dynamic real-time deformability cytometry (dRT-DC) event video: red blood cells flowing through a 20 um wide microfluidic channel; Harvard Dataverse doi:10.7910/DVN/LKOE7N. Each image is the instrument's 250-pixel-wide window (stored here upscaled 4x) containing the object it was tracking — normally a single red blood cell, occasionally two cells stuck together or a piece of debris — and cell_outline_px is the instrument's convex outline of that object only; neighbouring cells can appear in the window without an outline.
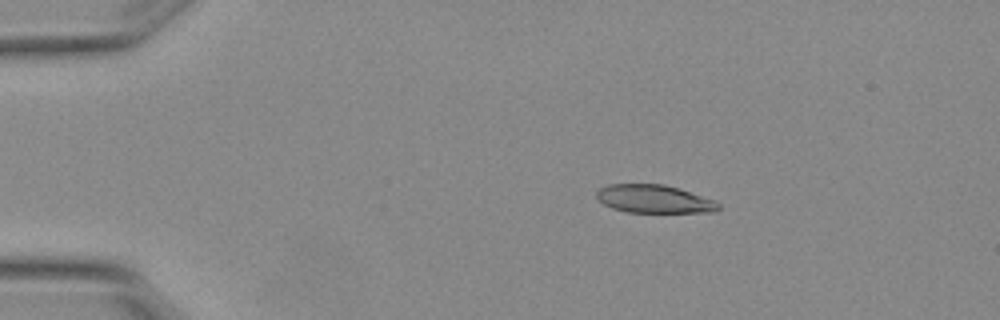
{"species": "Egyptian fruit bat (a non-hibernating species)", "species_latin": "Rousettus aegyptiacus", "temperature_condition": "warm", "stored_images_in_passage": 4, "camera_frame_rate_fps": 3000, "um_per_image_px": 0.085, "animal": {"sex": "female"}, "frame": {"image": 1, "passage_image": 2, "time_ms": 0.333, "image_size_px": [1000, 320], "cell_outline_px": [[720, 208], [716, 212], [628, 212], [612, 208], [604, 204], [596, 196], [596, 192], [600, 188], [608, 184], [664, 184], [680, 188], [716, 200], [720, 204]], "centroid_in_image_um": [55.64, 16.91], "position_along_channel_um": 29.4, "area_um2": 20.11}}